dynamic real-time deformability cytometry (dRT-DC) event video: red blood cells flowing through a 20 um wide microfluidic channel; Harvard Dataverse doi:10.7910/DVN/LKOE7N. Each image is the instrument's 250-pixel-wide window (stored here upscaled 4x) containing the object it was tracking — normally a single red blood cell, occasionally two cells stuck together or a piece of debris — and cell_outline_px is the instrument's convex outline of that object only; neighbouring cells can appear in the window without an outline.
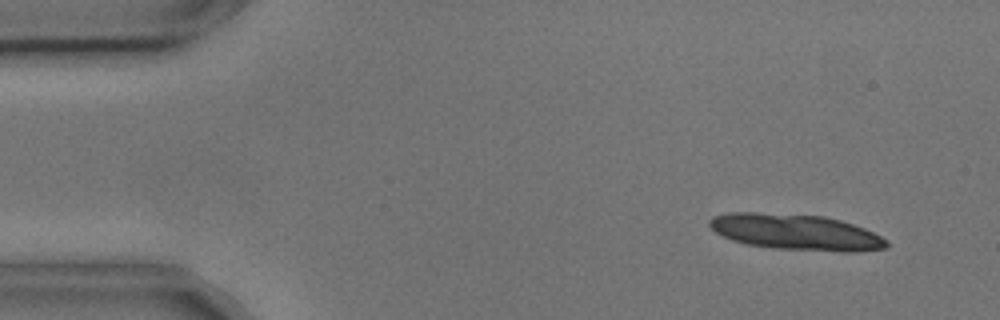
{"species": "common noctule bat (a hibernating species)", "species_latin": "Nyctalus noctula", "temperature_condition": "cold", "stored_images_in_passage": 4, "camera_frame_rate_fps": 3000, "um_per_image_px": 0.085, "animal": {"sex": "male", "body_mass_g": 17.9, "forearm_length_mm": 54.2}, "frame": {"image": 1, "passage_image": 1, "time_ms": 0.0, "image_size_px": [1000, 320], "cell_outline_px": [[888, 244], [884, 248], [856, 252], [840, 252], [772, 248], [748, 244], [732, 240], [716, 232], [708, 224], [708, 220], [712, 216], [728, 212], [756, 212], [824, 216], [840, 220], [864, 228], [888, 240]], "centroid_in_image_um": [67.63, 19.73], "position_along_channel_um": 17.4, "area_um2": 37.05}}